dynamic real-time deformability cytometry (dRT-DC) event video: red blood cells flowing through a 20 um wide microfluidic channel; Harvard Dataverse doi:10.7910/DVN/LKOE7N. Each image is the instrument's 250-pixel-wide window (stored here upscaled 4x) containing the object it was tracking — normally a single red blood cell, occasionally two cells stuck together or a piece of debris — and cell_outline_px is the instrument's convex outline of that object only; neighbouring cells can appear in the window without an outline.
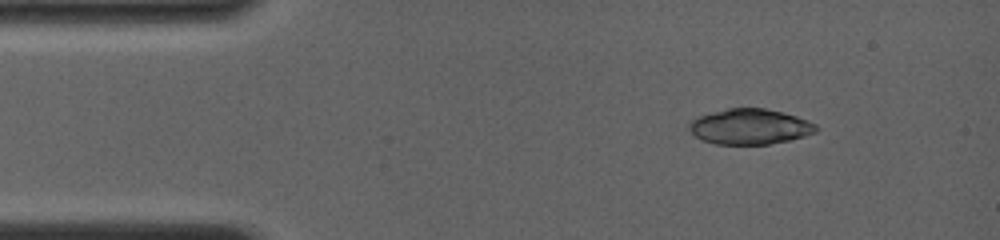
{"species": "common noctule bat (a hibernating species)", "species_latin": "Nyctalus noctula", "temperature_condition": "room temperature", "stored_images_in_passage": 4, "camera_frame_rate_fps": 4000, "um_per_image_px": 0.085, "animal": {"sex": "female", "body_mass_g": 19.0, "forearm_length_mm": 56.7}, "frame": {"image": 1, "passage_image": 2, "time_ms": 1.0, "image_size_px": [1000, 240], "cell_outline_px": [[820, 128], [816, 132], [804, 136], [788, 140], [768, 144], [716, 144], [700, 140], [688, 128], [688, 124], [696, 116], [728, 108], [764, 108], [796, 116], [808, 120], [816, 124]], "centroid_in_image_um": [63.73, 10.76], "position_along_channel_um": 21.3, "area_um2": 26.24}}